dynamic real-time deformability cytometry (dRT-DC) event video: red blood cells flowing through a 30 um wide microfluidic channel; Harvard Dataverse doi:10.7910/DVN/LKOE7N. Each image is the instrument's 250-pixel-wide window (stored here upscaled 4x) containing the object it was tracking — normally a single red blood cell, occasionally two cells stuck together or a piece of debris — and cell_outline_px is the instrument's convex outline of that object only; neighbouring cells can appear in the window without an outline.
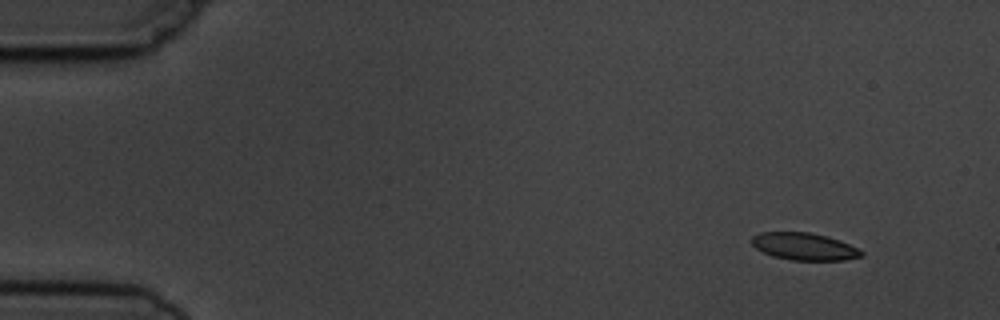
{"species": "common noctule bat (a hibernating species)", "species_latin": "Nyctalus noctula", "temperature_condition": "cold", "stored_images_in_passage": 4, "camera_frame_rate_fps": 3000, "um_per_image_px": 0.085, "animal": {"sex": "male", "body_mass_g": 19.5, "forearm_length_mm": 54.6}, "frame": {"image": 1, "passage_image": 1, "time_ms": 0.0, "image_size_px": [1000, 320], "cell_outline_px": [[864, 256], [844, 260], [792, 260], [772, 256], [756, 248], [752, 244], [752, 236], [760, 232], [808, 232], [828, 236], [840, 240], [864, 252]], "centroid_in_image_um": [68.36, 20.95], "position_along_channel_um": 16.6, "area_um2": 17.4}}
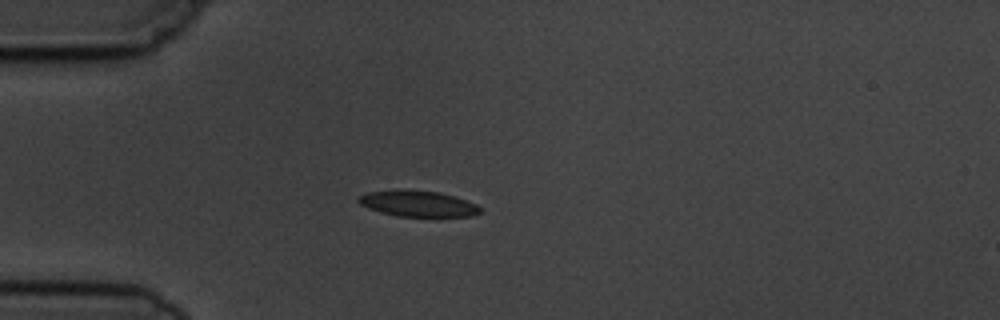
{"frame": {"image": 2, "passage_image": 4, "time_ms": 3.333, "image_size_px": [1000, 320], "cell_outline_px": [[484, 212], [472, 216], [396, 216], [380, 212], [368, 208], [360, 204], [356, 200], [360, 196], [368, 192], [440, 192], [456, 196], [476, 204]], "centroid_in_image_um": [35.6, 17.35], "position_along_channel_um": 49.4, "area_um2": 17.69}}